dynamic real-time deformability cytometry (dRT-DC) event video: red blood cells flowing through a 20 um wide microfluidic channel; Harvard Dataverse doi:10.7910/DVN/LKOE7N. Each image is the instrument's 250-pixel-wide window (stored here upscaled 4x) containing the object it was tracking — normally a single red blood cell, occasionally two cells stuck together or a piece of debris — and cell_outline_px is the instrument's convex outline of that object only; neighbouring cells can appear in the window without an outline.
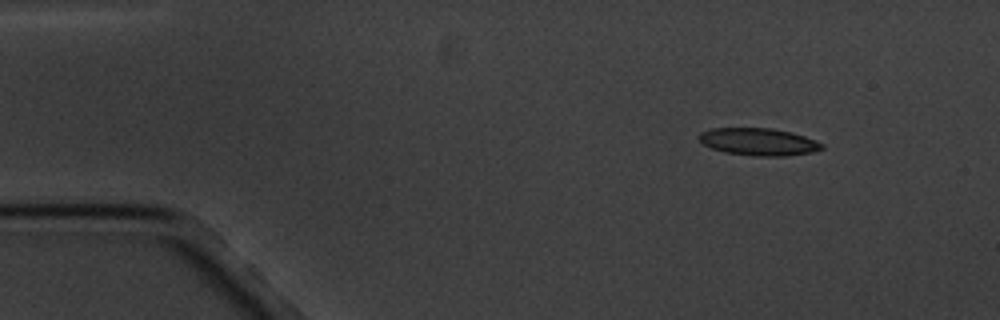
{"species": "common noctule bat (a hibernating species)", "species_latin": "Nyctalus noctula", "temperature_condition": "cold", "stored_images_in_passage": 4, "camera_frame_rate_fps": 3000, "um_per_image_px": 0.085, "animal": {"sex": "male", "body_mass_g": 20.1, "forearm_length_mm": 53.5}, "frame": {"image": 1, "passage_image": 1, "time_ms": 0.0, "image_size_px": [1000, 320], "cell_outline_px": [[824, 148], [812, 152], [784, 156], [752, 156], [724, 152], [712, 148], [704, 144], [700, 140], [700, 132], [712, 128], [772, 128], [792, 132], [804, 136], [824, 144]], "centroid_in_image_um": [64.49, 12.05], "position_along_channel_um": 20.5, "area_um2": 19.54}}
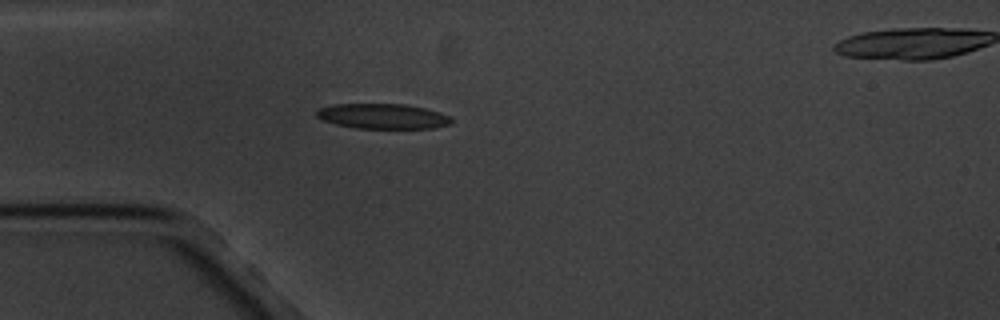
{"frame": {"image": 2, "passage_image": 3, "time_ms": 3.0, "image_size_px": [1000, 320], "cell_outline_px": [[452, 124], [432, 128], [356, 128], [336, 124], [324, 120], [316, 116], [316, 112], [320, 108], [332, 104], [404, 104], [424, 108], [440, 112], [448, 116], [452, 120]], "centroid_in_image_um": [32.54, 9.88], "position_along_channel_um": 52.5, "area_um2": 19.59}}